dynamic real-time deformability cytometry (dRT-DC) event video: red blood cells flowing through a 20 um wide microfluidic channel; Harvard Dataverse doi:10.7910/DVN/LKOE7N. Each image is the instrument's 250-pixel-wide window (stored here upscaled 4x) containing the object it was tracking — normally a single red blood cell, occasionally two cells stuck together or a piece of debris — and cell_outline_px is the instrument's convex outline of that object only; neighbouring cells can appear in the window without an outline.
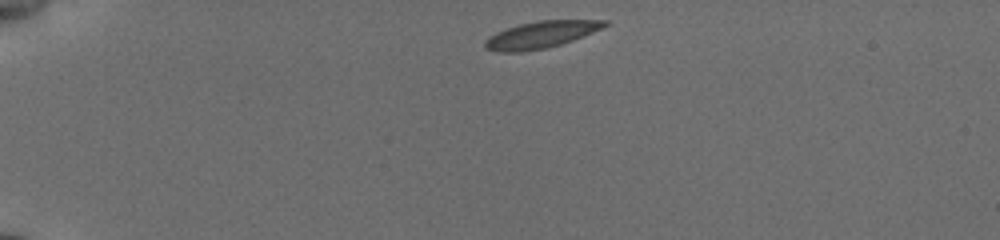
{"species": "common noctule bat (a hibernating species)", "species_latin": "Nyctalus noctula", "temperature_condition": "cold", "stored_images_in_passage": 43, "camera_frame_rate_fps": 3000, "um_per_image_px": 0.085, "animal": {"sex": "female", "body_mass_g": 19.5, "forearm_length_mm": 54.1}, "frame": {"image": 1, "passage_image": 1, "time_ms": 0.0, "image_size_px": [1000, 240], "cell_outline_px": [[608, 24], [592, 32], [572, 40], [560, 44], [544, 48], [520, 52], [500, 52], [484, 48], [484, 40], [496, 32], [520, 24], [540, 20], [608, 20]], "centroid_in_image_um": [45.94, 2.95], "position_along_channel_um": 39.1, "area_um2": 18.38}}
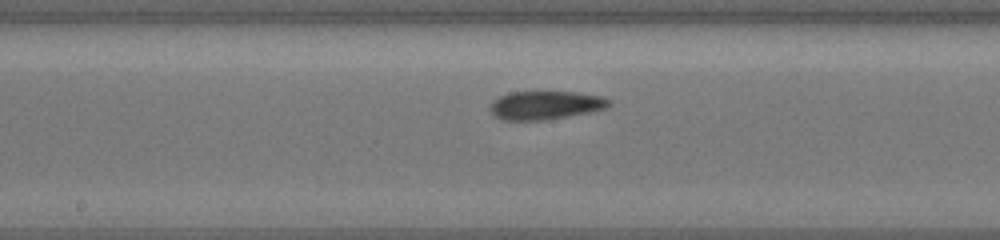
{"frame": {"image": 2, "passage_image": 19, "time_ms": 6.0, "image_size_px": [1000, 240], "cell_outline_px": [[612, 104], [604, 108], [588, 112], [544, 120], [504, 120], [496, 116], [488, 108], [500, 96], [508, 92], [576, 92], [604, 96], [612, 100]], "centroid_in_image_um": [46.4, 8.93], "position_along_channel_um": 201.8, "area_um2": 19.54}}
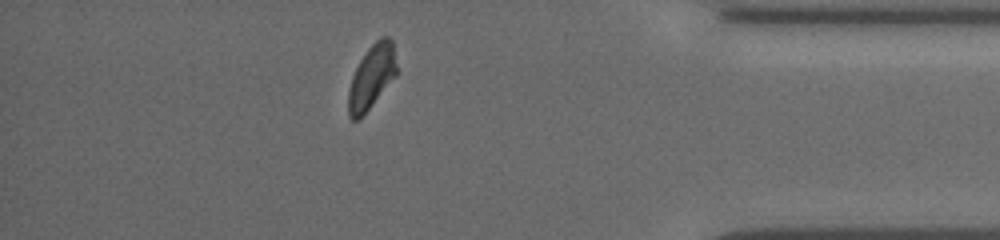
{"frame": {"image": 3, "passage_image": 37, "time_ms": 12.0, "image_size_px": [1000, 240], "cell_outline_px": [[396, 76], [360, 120], [352, 120], [348, 116], [348, 92], [352, 76], [360, 60], [368, 48], [380, 36], [388, 36], [392, 40], [396, 64]], "centroid_in_image_um": [31.58, 6.56], "position_along_channel_um": 403.6, "area_um2": 18.03}, "authors_computed_cell_mechanics": {"area_um2": 18.7272, "velocity_mm_per_s": 3.7897, "shape_relaxation_time_tau1_ms": 3.3021, "shape_relaxation_time_tau2_ms": 4.0033, "deformation_change_tau1": 0.0959, "deformation_change_tau2": 0.078}}